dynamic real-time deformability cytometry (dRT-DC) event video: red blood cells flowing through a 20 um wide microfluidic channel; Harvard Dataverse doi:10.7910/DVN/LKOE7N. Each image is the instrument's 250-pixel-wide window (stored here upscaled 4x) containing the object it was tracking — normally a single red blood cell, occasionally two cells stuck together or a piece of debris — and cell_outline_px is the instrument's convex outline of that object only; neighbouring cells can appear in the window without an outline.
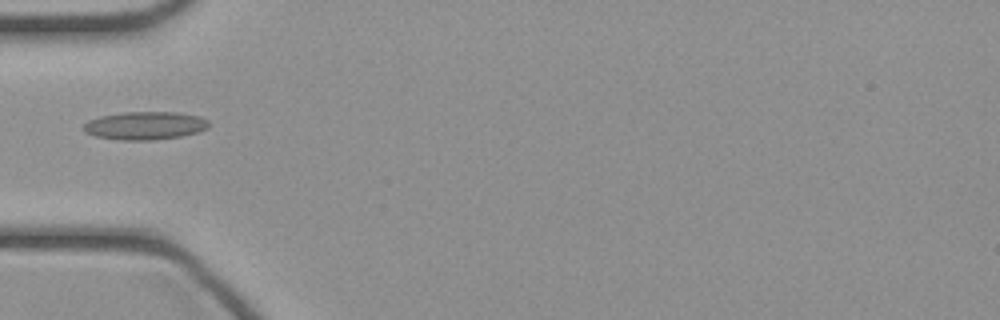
{"species": "common noctule bat (a hibernating species)", "species_latin": "Nyctalus noctula", "temperature_condition": "cold", "stored_images_in_passage": 32, "camera_frame_rate_fps": 3000, "um_per_image_px": 0.085, "animal": {"sex": "female", "body_mass_g": 21.9}, "frame": {"image": 1, "passage_image": 1, "time_ms": 0.0, "image_size_px": [1000, 320], "cell_outline_px": [[208, 128], [200, 132], [180, 136], [156, 140], [120, 140], [96, 136], [84, 132], [84, 124], [88, 120], [100, 116], [124, 112], [176, 112], [200, 116], [208, 120]], "centroid_in_image_um": [12.34, 10.68], "position_along_channel_um": 72.7, "area_um2": 20.58}}
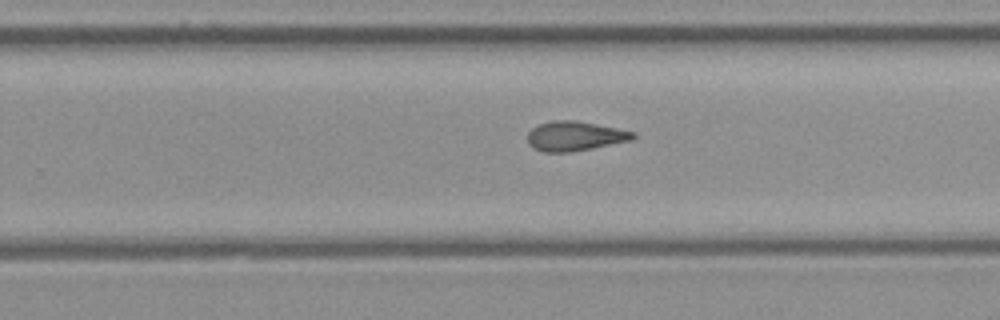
{"frame": {"image": 2, "passage_image": 15, "time_ms": 4.667, "image_size_px": [1000, 320], "cell_outline_px": [[636, 136], [632, 140], [592, 148], [568, 152], [544, 152], [532, 148], [528, 144], [528, 132], [536, 124], [552, 120], [572, 120], [596, 124], [636, 132]], "centroid_in_image_um": [48.83, 11.56], "position_along_channel_um": 281.0, "area_um2": 18.21}}
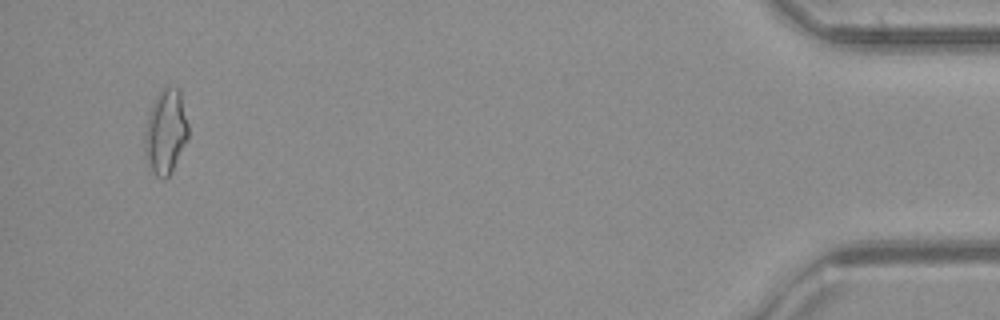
{"frame": {"image": 3, "passage_image": 30, "time_ms": 9.667, "image_size_px": [1000, 320], "cell_outline_px": [[188, 136], [172, 172], [164, 180], [156, 176], [148, 168], [144, 152], [144, 132], [148, 116], [152, 104], [160, 88], [180, 88], [188, 124]], "centroid_in_image_um": [14.06, 11.22], "position_along_channel_um": 421.1, "area_um2": 21.68}}